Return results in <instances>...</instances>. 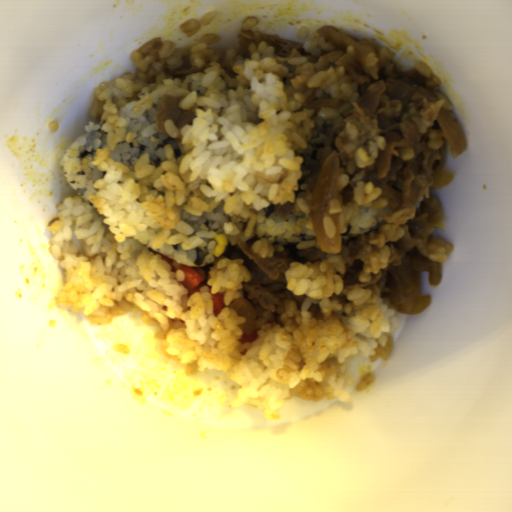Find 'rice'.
<instances>
[{
	"label": "rice",
	"mask_w": 512,
	"mask_h": 512,
	"mask_svg": "<svg viewBox=\"0 0 512 512\" xmlns=\"http://www.w3.org/2000/svg\"><path fill=\"white\" fill-rule=\"evenodd\" d=\"M296 37L300 41L306 40L309 37L308 28L302 25L296 32Z\"/></svg>",
	"instance_id": "rice-9"
},
{
	"label": "rice",
	"mask_w": 512,
	"mask_h": 512,
	"mask_svg": "<svg viewBox=\"0 0 512 512\" xmlns=\"http://www.w3.org/2000/svg\"><path fill=\"white\" fill-rule=\"evenodd\" d=\"M414 70L423 76L426 86L434 89L438 99L445 101L442 109L447 111L456 120L457 116L453 113L449 97L441 91V78L436 77L429 67L422 62H418Z\"/></svg>",
	"instance_id": "rice-4"
},
{
	"label": "rice",
	"mask_w": 512,
	"mask_h": 512,
	"mask_svg": "<svg viewBox=\"0 0 512 512\" xmlns=\"http://www.w3.org/2000/svg\"><path fill=\"white\" fill-rule=\"evenodd\" d=\"M241 27L242 30L254 31L258 33V19L256 17L247 18Z\"/></svg>",
	"instance_id": "rice-6"
},
{
	"label": "rice",
	"mask_w": 512,
	"mask_h": 512,
	"mask_svg": "<svg viewBox=\"0 0 512 512\" xmlns=\"http://www.w3.org/2000/svg\"><path fill=\"white\" fill-rule=\"evenodd\" d=\"M387 141L385 136L377 135L368 141L366 146L358 147L354 152L356 167L365 169L375 163L380 151H386Z\"/></svg>",
	"instance_id": "rice-3"
},
{
	"label": "rice",
	"mask_w": 512,
	"mask_h": 512,
	"mask_svg": "<svg viewBox=\"0 0 512 512\" xmlns=\"http://www.w3.org/2000/svg\"><path fill=\"white\" fill-rule=\"evenodd\" d=\"M219 37L206 34L197 44L179 48L156 37L131 53L138 73L100 83L86 132L106 138L91 163L101 172L90 197L68 195L48 221L51 252L64 273L55 301L96 325L110 324L129 309L158 325L168 354L198 371L223 372L238 383L231 408H258L265 421H277L287 400L336 399L349 404L352 379L346 377L350 355L369 362L387 361L399 320L381 294L352 287L348 302L330 301L343 292L346 264L340 252L318 244L310 206L308 177L317 167V150L361 94L345 66L315 71L325 54L310 40L309 57L294 48L275 54L265 40L235 50L213 47ZM195 64L182 78L167 72ZM185 96L182 109L196 118L178 129L167 119L158 133L161 96ZM339 98L340 109H305L310 101ZM138 101L134 110L151 118L145 136L162 147L161 166L148 165L144 154L133 167L109 155L121 141L138 147L116 109ZM294 204L287 220L275 215L278 203ZM223 205L231 222L223 225L229 243L260 237L253 250L273 256V240L288 245L289 291L306 295L302 311L287 303L280 316L284 328L265 325L258 340L241 344L245 318L229 305L240 297L250 272L240 259L197 267L198 236L186 219ZM172 258L176 273L160 259ZM186 264L202 277L199 293L188 290L178 266ZM224 294L225 308L213 314L212 294ZM319 302L323 320L307 309Z\"/></svg>",
	"instance_id": "rice-1"
},
{
	"label": "rice",
	"mask_w": 512,
	"mask_h": 512,
	"mask_svg": "<svg viewBox=\"0 0 512 512\" xmlns=\"http://www.w3.org/2000/svg\"><path fill=\"white\" fill-rule=\"evenodd\" d=\"M215 16L216 13L210 12L202 20L189 19L185 23L180 24V31L187 37H193L198 34L201 27L208 26Z\"/></svg>",
	"instance_id": "rice-5"
},
{
	"label": "rice",
	"mask_w": 512,
	"mask_h": 512,
	"mask_svg": "<svg viewBox=\"0 0 512 512\" xmlns=\"http://www.w3.org/2000/svg\"><path fill=\"white\" fill-rule=\"evenodd\" d=\"M349 177L347 174H338V183H337V189L336 192L343 187H345L348 184Z\"/></svg>",
	"instance_id": "rice-8"
},
{
	"label": "rice",
	"mask_w": 512,
	"mask_h": 512,
	"mask_svg": "<svg viewBox=\"0 0 512 512\" xmlns=\"http://www.w3.org/2000/svg\"><path fill=\"white\" fill-rule=\"evenodd\" d=\"M375 378H376L375 376L368 374L366 377H364L361 380V382L356 387V390H358L360 392V391L366 389L374 381Z\"/></svg>",
	"instance_id": "rice-7"
},
{
	"label": "rice",
	"mask_w": 512,
	"mask_h": 512,
	"mask_svg": "<svg viewBox=\"0 0 512 512\" xmlns=\"http://www.w3.org/2000/svg\"><path fill=\"white\" fill-rule=\"evenodd\" d=\"M382 192L373 182L357 181L354 197L346 206H341L335 198L328 203L329 210L323 218V230L328 237H334L336 227L331 217L338 214L340 234L366 233L371 228H377L387 223L386 216L391 215L388 207L389 200L381 199Z\"/></svg>",
	"instance_id": "rice-2"
}]
</instances>
